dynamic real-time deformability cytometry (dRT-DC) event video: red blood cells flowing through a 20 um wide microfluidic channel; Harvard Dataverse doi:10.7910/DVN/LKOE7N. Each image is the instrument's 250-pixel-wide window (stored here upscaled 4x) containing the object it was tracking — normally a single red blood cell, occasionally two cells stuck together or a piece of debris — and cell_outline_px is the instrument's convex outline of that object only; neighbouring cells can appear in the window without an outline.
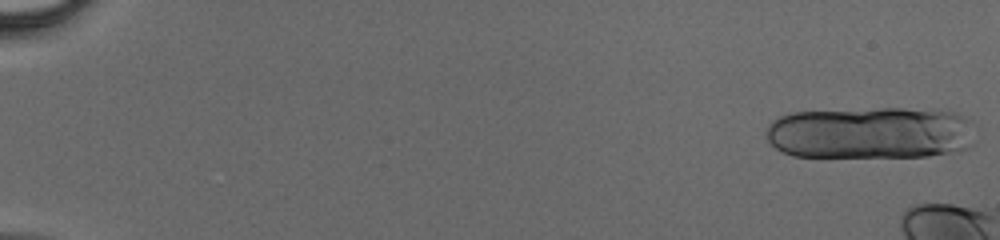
{"species": "human", "species_latin": "Homo sapiens", "temperature_condition": "cold", "stored_images_in_passage": 14, "camera_frame_rate_fps": 3000, "um_per_image_px": 0.085, "donor": {"sex": "male"}, "frame": {"image": 1, "passage_image": 1, "time_ms": 0.0, "image_size_px": [1000, 240], "cell_outline_px": [[972, 144], [968, 148], [928, 156], [792, 156], [776, 148], [764, 136], [764, 132], [768, 124], [776, 116], [792, 112], [880, 108], [936, 108], [956, 112], [972, 120]], "centroid_in_image_um": [73.99, 11.26], "position_along_channel_um": 11.0, "area_um2": 64.56}}